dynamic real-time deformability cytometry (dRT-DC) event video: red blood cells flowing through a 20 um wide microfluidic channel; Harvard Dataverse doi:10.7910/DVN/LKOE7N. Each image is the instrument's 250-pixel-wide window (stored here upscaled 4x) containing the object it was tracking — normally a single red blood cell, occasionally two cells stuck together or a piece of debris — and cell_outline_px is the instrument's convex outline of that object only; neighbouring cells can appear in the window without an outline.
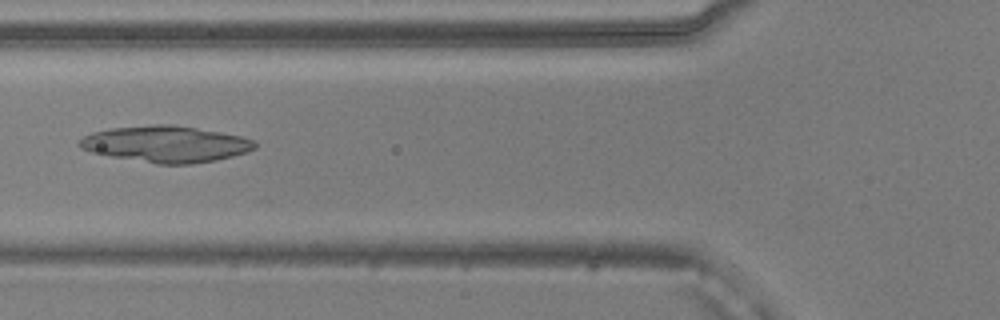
{"species": "common noctule bat (a hibernating species)", "species_latin": "Nyctalus noctula", "temperature_condition": "warm", "stored_images_in_passage": 22, "camera_frame_rate_fps": 3000, "um_per_image_px": 0.085, "animal": {"sex": "male", "body_mass_g": 20.5, "forearm_length_mm": 52.5}, "frame": {"image": 1, "passage_image": 18, "time_ms": 5.667, "image_size_px": [1000, 320], "cell_outline_px": [[256, 148], [232, 156], [216, 160], [192, 164], [156, 164], [112, 156], [92, 152], [80, 148], [76, 144], [84, 136], [92, 132], [112, 128], [156, 124], [172, 124], [220, 132], [240, 136], [256, 140]], "centroid_in_image_um": [14.09, 12.24], "position_along_channel_um": 111.7, "area_um2": 36.99}}
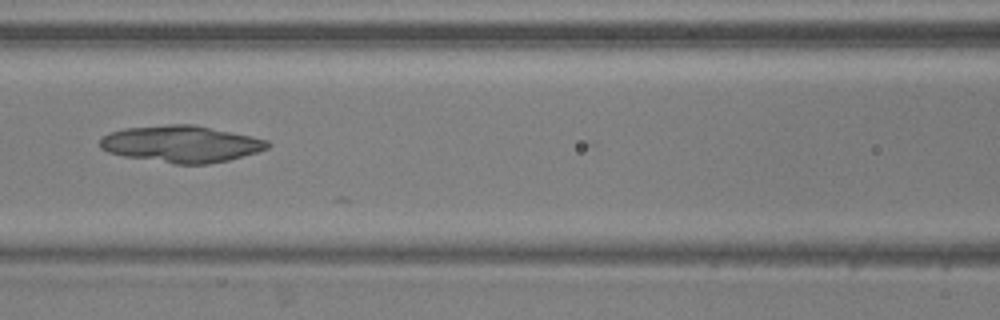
{"frame": {"image": 2, "passage_image": 21, "time_ms": 6.667, "image_size_px": [1000, 320], "cell_outline_px": [[272, 144], [268, 148], [256, 152], [228, 160], [208, 164], [176, 164], [124, 156], [108, 152], [100, 148], [100, 140], [104, 136], [112, 132], [124, 128], [168, 124], [192, 124], [268, 140]], "centroid_in_image_um": [15.4, 12.24], "position_along_channel_um": 151.2, "area_um2": 35.55}}